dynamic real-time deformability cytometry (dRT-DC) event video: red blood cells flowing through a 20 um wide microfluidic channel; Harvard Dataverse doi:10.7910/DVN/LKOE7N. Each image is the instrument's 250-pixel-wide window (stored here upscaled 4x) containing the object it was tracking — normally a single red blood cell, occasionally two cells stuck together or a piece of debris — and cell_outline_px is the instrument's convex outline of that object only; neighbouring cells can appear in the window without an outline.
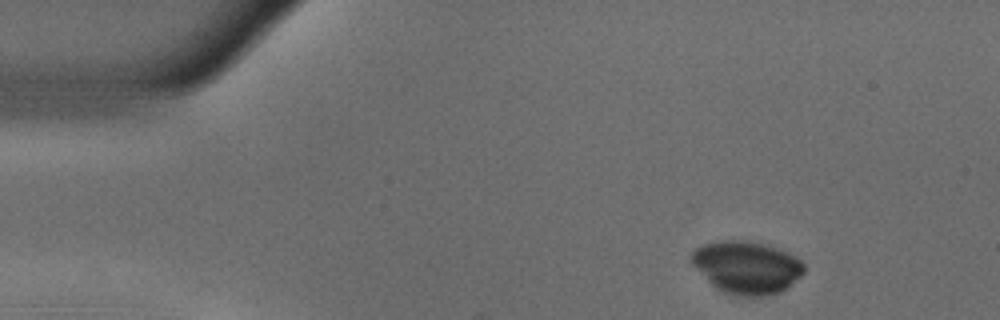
{"species": "common noctule bat (a hibernating species)", "species_latin": "Nyctalus noctula", "temperature_condition": "warm", "stored_images_in_passage": 48, "camera_frame_rate_fps": 3000, "um_per_image_px": 0.085, "animal": {"sex": "male", "body_mass_g": 18.8}, "frame": {"image": 1, "passage_image": 1, "time_ms": 0.0, "image_size_px": [1000, 320], "cell_outline_px": [[804, 272], [800, 276], [780, 292], [760, 296], [736, 296], [724, 292], [716, 288], [692, 264], [688, 256], [696, 248], [704, 244], [724, 240], [748, 240], [776, 248], [788, 252], [800, 260], [804, 264]], "centroid_in_image_um": [63.44, 22.71], "position_along_channel_um": 21.6, "area_um2": 34.22}}
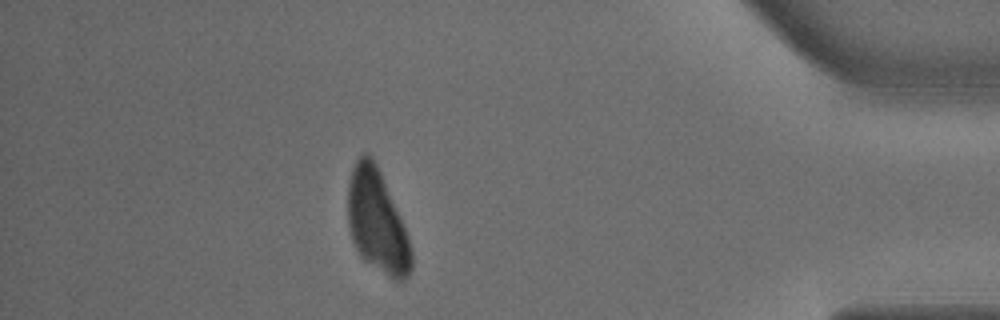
{"frame": {"image": 2, "passage_image": 42, "time_ms": 13.667, "image_size_px": [1000, 320], "cell_outline_px": [[412, 272], [404, 280], [392, 280], [364, 260], [360, 256], [352, 240], [348, 224], [348, 184], [352, 168], [356, 160], [364, 152], [368, 152], [372, 156], [380, 172], [408, 236], [412, 252]], "centroid_in_image_um": [32.04, 18.85], "position_along_channel_um": 403.2, "area_um2": 37.86}}